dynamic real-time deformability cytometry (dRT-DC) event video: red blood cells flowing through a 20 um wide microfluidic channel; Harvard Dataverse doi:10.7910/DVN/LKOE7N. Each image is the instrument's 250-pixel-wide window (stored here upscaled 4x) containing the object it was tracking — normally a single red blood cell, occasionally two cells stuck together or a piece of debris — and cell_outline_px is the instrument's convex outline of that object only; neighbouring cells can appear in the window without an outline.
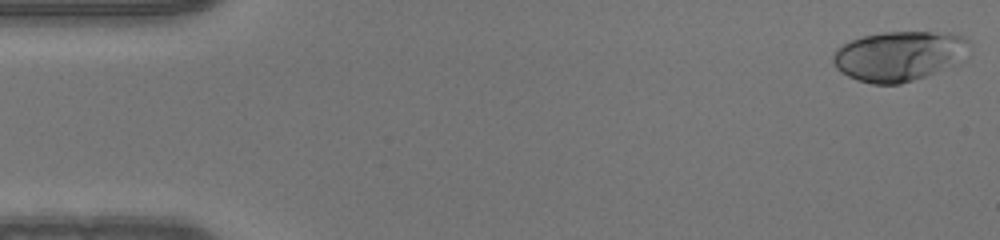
{"species": "human", "species_latin": "Homo sapiens", "temperature_condition": "warm", "stored_images_in_passage": 50, "camera_frame_rate_fps": 3000, "um_per_image_px": 0.085, "donor": {"sex": "male"}, "frame": {"image": 1, "passage_image": 1, "time_ms": 0.0, "image_size_px": [1000, 240], "cell_outline_px": [[972, 44], [956, 64], [924, 76], [900, 84], [872, 84], [856, 80], [840, 72], [836, 68], [832, 60], [832, 56], [836, 48], [852, 40], [864, 36], [884, 32], [948, 32], [964, 36]], "centroid_in_image_um": [76.41, 4.75], "position_along_channel_um": 8.6, "area_um2": 39.59}}
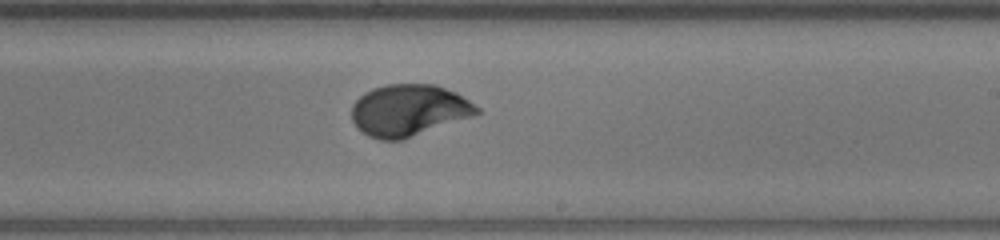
{"frame": {"image": 2, "passage_image": 29, "time_ms": 9.333, "image_size_px": [1000, 240], "cell_outline_px": [[484, 112], [404, 140], [380, 140], [368, 136], [356, 128], [352, 120], [352, 104], [364, 92], [372, 88], [388, 84], [436, 84], [456, 92], [480, 108]], "centroid_in_image_um": [34.75, 9.38], "position_along_channel_um": 254.3, "area_um2": 38.09}}
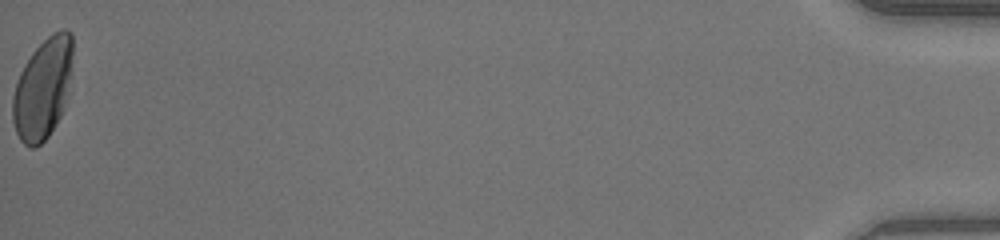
{"frame": {"image": 3, "passage_image": 50, "time_ms": 16.333, "image_size_px": [1000, 240], "cell_outline_px": [[72, 56], [68, 92], [64, 108], [56, 124], [48, 136], [36, 148], [28, 148], [20, 140], [16, 132], [12, 120], [12, 96], [20, 72], [24, 64], [32, 52], [52, 32], [60, 28], [64, 28], [72, 32]], "centroid_in_image_um": [3.63, 7.53], "position_along_channel_um": 431.6, "area_um2": 35.49}}